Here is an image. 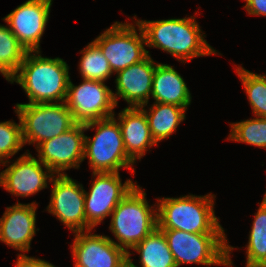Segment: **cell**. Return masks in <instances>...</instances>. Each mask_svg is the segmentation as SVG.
<instances>
[{
  "label": "cell",
  "instance_id": "obj_1",
  "mask_svg": "<svg viewBox=\"0 0 266 267\" xmlns=\"http://www.w3.org/2000/svg\"><path fill=\"white\" fill-rule=\"evenodd\" d=\"M196 15L197 11L183 18L142 20L135 14L132 18L144 32L146 47L161 49L182 64L198 57L222 56L205 39V31L196 21Z\"/></svg>",
  "mask_w": 266,
  "mask_h": 267
},
{
  "label": "cell",
  "instance_id": "obj_2",
  "mask_svg": "<svg viewBox=\"0 0 266 267\" xmlns=\"http://www.w3.org/2000/svg\"><path fill=\"white\" fill-rule=\"evenodd\" d=\"M69 69L63 58L44 57L42 51H27L18 71L7 82L21 86L28 103L65 102Z\"/></svg>",
  "mask_w": 266,
  "mask_h": 267
},
{
  "label": "cell",
  "instance_id": "obj_3",
  "mask_svg": "<svg viewBox=\"0 0 266 267\" xmlns=\"http://www.w3.org/2000/svg\"><path fill=\"white\" fill-rule=\"evenodd\" d=\"M157 227L195 234H226L215 214L216 195L157 197Z\"/></svg>",
  "mask_w": 266,
  "mask_h": 267
},
{
  "label": "cell",
  "instance_id": "obj_4",
  "mask_svg": "<svg viewBox=\"0 0 266 267\" xmlns=\"http://www.w3.org/2000/svg\"><path fill=\"white\" fill-rule=\"evenodd\" d=\"M146 196L136 184L111 213L108 228L115 239L109 238L127 253L157 228V203L150 205Z\"/></svg>",
  "mask_w": 266,
  "mask_h": 267
},
{
  "label": "cell",
  "instance_id": "obj_5",
  "mask_svg": "<svg viewBox=\"0 0 266 267\" xmlns=\"http://www.w3.org/2000/svg\"><path fill=\"white\" fill-rule=\"evenodd\" d=\"M177 267L201 265L206 267H235L231 246L226 234H195L181 230H162Z\"/></svg>",
  "mask_w": 266,
  "mask_h": 267
},
{
  "label": "cell",
  "instance_id": "obj_6",
  "mask_svg": "<svg viewBox=\"0 0 266 267\" xmlns=\"http://www.w3.org/2000/svg\"><path fill=\"white\" fill-rule=\"evenodd\" d=\"M95 130L93 136L85 135L84 160H88L92 173L128 170L134 176L135 163L128 157L118 121L112 116L85 123V132Z\"/></svg>",
  "mask_w": 266,
  "mask_h": 267
},
{
  "label": "cell",
  "instance_id": "obj_7",
  "mask_svg": "<svg viewBox=\"0 0 266 267\" xmlns=\"http://www.w3.org/2000/svg\"><path fill=\"white\" fill-rule=\"evenodd\" d=\"M22 125L24 146L52 139L73 127L76 122L65 102L60 103H16Z\"/></svg>",
  "mask_w": 266,
  "mask_h": 267
},
{
  "label": "cell",
  "instance_id": "obj_8",
  "mask_svg": "<svg viewBox=\"0 0 266 267\" xmlns=\"http://www.w3.org/2000/svg\"><path fill=\"white\" fill-rule=\"evenodd\" d=\"M131 19L132 23L129 20L124 23L115 21L93 40L109 61L114 74L151 55L145 48L146 40L142 28L134 18Z\"/></svg>",
  "mask_w": 266,
  "mask_h": 267
},
{
  "label": "cell",
  "instance_id": "obj_9",
  "mask_svg": "<svg viewBox=\"0 0 266 267\" xmlns=\"http://www.w3.org/2000/svg\"><path fill=\"white\" fill-rule=\"evenodd\" d=\"M88 191L84 190L86 231L96 229L97 225L111 216L118 203L137 184L131 178L122 182L120 172L91 173Z\"/></svg>",
  "mask_w": 266,
  "mask_h": 267
},
{
  "label": "cell",
  "instance_id": "obj_10",
  "mask_svg": "<svg viewBox=\"0 0 266 267\" xmlns=\"http://www.w3.org/2000/svg\"><path fill=\"white\" fill-rule=\"evenodd\" d=\"M0 187L14 197L26 198L36 195L43 189L50 188V181L55 175L29 150L16 158L0 163Z\"/></svg>",
  "mask_w": 266,
  "mask_h": 267
},
{
  "label": "cell",
  "instance_id": "obj_11",
  "mask_svg": "<svg viewBox=\"0 0 266 267\" xmlns=\"http://www.w3.org/2000/svg\"><path fill=\"white\" fill-rule=\"evenodd\" d=\"M79 85L71 81L65 103L76 123H88L112 117L116 112L112 89L105 82L81 79Z\"/></svg>",
  "mask_w": 266,
  "mask_h": 267
},
{
  "label": "cell",
  "instance_id": "obj_12",
  "mask_svg": "<svg viewBox=\"0 0 266 267\" xmlns=\"http://www.w3.org/2000/svg\"><path fill=\"white\" fill-rule=\"evenodd\" d=\"M50 183V201L45 211L72 233L86 231L83 184L68 174L54 175Z\"/></svg>",
  "mask_w": 266,
  "mask_h": 267
},
{
  "label": "cell",
  "instance_id": "obj_13",
  "mask_svg": "<svg viewBox=\"0 0 266 267\" xmlns=\"http://www.w3.org/2000/svg\"><path fill=\"white\" fill-rule=\"evenodd\" d=\"M85 124L76 123L66 132L40 143L35 149L36 157L55 175L80 169L84 162Z\"/></svg>",
  "mask_w": 266,
  "mask_h": 267
},
{
  "label": "cell",
  "instance_id": "obj_14",
  "mask_svg": "<svg viewBox=\"0 0 266 267\" xmlns=\"http://www.w3.org/2000/svg\"><path fill=\"white\" fill-rule=\"evenodd\" d=\"M53 0H27L1 18L26 51H41Z\"/></svg>",
  "mask_w": 266,
  "mask_h": 267
},
{
  "label": "cell",
  "instance_id": "obj_15",
  "mask_svg": "<svg viewBox=\"0 0 266 267\" xmlns=\"http://www.w3.org/2000/svg\"><path fill=\"white\" fill-rule=\"evenodd\" d=\"M95 231L73 233L70 248L74 267H123L128 261V253L108 235L95 234Z\"/></svg>",
  "mask_w": 266,
  "mask_h": 267
},
{
  "label": "cell",
  "instance_id": "obj_16",
  "mask_svg": "<svg viewBox=\"0 0 266 267\" xmlns=\"http://www.w3.org/2000/svg\"><path fill=\"white\" fill-rule=\"evenodd\" d=\"M38 206L36 201L21 203L18 198L15 204L6 207L0 218V242L20 252L17 254L32 249L31 242L40 230L36 226Z\"/></svg>",
  "mask_w": 266,
  "mask_h": 267
},
{
  "label": "cell",
  "instance_id": "obj_17",
  "mask_svg": "<svg viewBox=\"0 0 266 267\" xmlns=\"http://www.w3.org/2000/svg\"><path fill=\"white\" fill-rule=\"evenodd\" d=\"M157 64L158 62L148 55L141 62L116 73L114 81L116 91H112L116 107H119V99L127 102V107H141L149 103L153 74Z\"/></svg>",
  "mask_w": 266,
  "mask_h": 267
},
{
  "label": "cell",
  "instance_id": "obj_18",
  "mask_svg": "<svg viewBox=\"0 0 266 267\" xmlns=\"http://www.w3.org/2000/svg\"><path fill=\"white\" fill-rule=\"evenodd\" d=\"M113 117L121 129L128 157L136 164L148 151L159 145L154 141L145 112L140 107H125Z\"/></svg>",
  "mask_w": 266,
  "mask_h": 267
},
{
  "label": "cell",
  "instance_id": "obj_19",
  "mask_svg": "<svg viewBox=\"0 0 266 267\" xmlns=\"http://www.w3.org/2000/svg\"><path fill=\"white\" fill-rule=\"evenodd\" d=\"M192 93L187 83L174 66L165 63L156 65L150 98L157 103H167L188 110L192 102Z\"/></svg>",
  "mask_w": 266,
  "mask_h": 267
},
{
  "label": "cell",
  "instance_id": "obj_20",
  "mask_svg": "<svg viewBox=\"0 0 266 267\" xmlns=\"http://www.w3.org/2000/svg\"><path fill=\"white\" fill-rule=\"evenodd\" d=\"M149 104V105H148ZM142 105L154 141L159 143L176 133L180 124L186 119V109L180 106L153 102ZM150 106V107H149ZM147 107V109H146Z\"/></svg>",
  "mask_w": 266,
  "mask_h": 267
},
{
  "label": "cell",
  "instance_id": "obj_21",
  "mask_svg": "<svg viewBox=\"0 0 266 267\" xmlns=\"http://www.w3.org/2000/svg\"><path fill=\"white\" fill-rule=\"evenodd\" d=\"M133 252L138 253L140 266L133 262ZM128 261L134 267H177L167 239L158 227L128 252Z\"/></svg>",
  "mask_w": 266,
  "mask_h": 267
},
{
  "label": "cell",
  "instance_id": "obj_22",
  "mask_svg": "<svg viewBox=\"0 0 266 267\" xmlns=\"http://www.w3.org/2000/svg\"><path fill=\"white\" fill-rule=\"evenodd\" d=\"M248 235L245 245V267H266V191L262 198Z\"/></svg>",
  "mask_w": 266,
  "mask_h": 267
},
{
  "label": "cell",
  "instance_id": "obj_23",
  "mask_svg": "<svg viewBox=\"0 0 266 267\" xmlns=\"http://www.w3.org/2000/svg\"><path fill=\"white\" fill-rule=\"evenodd\" d=\"M79 52L82 56L78 62V71L82 79L106 82L115 75L109 61L93 40Z\"/></svg>",
  "mask_w": 266,
  "mask_h": 267
},
{
  "label": "cell",
  "instance_id": "obj_24",
  "mask_svg": "<svg viewBox=\"0 0 266 267\" xmlns=\"http://www.w3.org/2000/svg\"><path fill=\"white\" fill-rule=\"evenodd\" d=\"M26 53L8 25L0 24V74L6 81L18 71Z\"/></svg>",
  "mask_w": 266,
  "mask_h": 267
},
{
  "label": "cell",
  "instance_id": "obj_25",
  "mask_svg": "<svg viewBox=\"0 0 266 267\" xmlns=\"http://www.w3.org/2000/svg\"><path fill=\"white\" fill-rule=\"evenodd\" d=\"M234 65L235 73L241 80L253 115L266 118V74L249 71L242 66L243 64Z\"/></svg>",
  "mask_w": 266,
  "mask_h": 267
},
{
  "label": "cell",
  "instance_id": "obj_26",
  "mask_svg": "<svg viewBox=\"0 0 266 267\" xmlns=\"http://www.w3.org/2000/svg\"><path fill=\"white\" fill-rule=\"evenodd\" d=\"M252 117L230 122V133L226 140L266 149V118Z\"/></svg>",
  "mask_w": 266,
  "mask_h": 267
},
{
  "label": "cell",
  "instance_id": "obj_27",
  "mask_svg": "<svg viewBox=\"0 0 266 267\" xmlns=\"http://www.w3.org/2000/svg\"><path fill=\"white\" fill-rule=\"evenodd\" d=\"M14 112L19 123L13 119L0 122V163L10 160L24 147L21 120L15 109Z\"/></svg>",
  "mask_w": 266,
  "mask_h": 267
},
{
  "label": "cell",
  "instance_id": "obj_28",
  "mask_svg": "<svg viewBox=\"0 0 266 267\" xmlns=\"http://www.w3.org/2000/svg\"><path fill=\"white\" fill-rule=\"evenodd\" d=\"M14 267H58L46 261L34 256H28L26 254H17V260Z\"/></svg>",
  "mask_w": 266,
  "mask_h": 267
},
{
  "label": "cell",
  "instance_id": "obj_29",
  "mask_svg": "<svg viewBox=\"0 0 266 267\" xmlns=\"http://www.w3.org/2000/svg\"><path fill=\"white\" fill-rule=\"evenodd\" d=\"M247 15L266 17V0H243Z\"/></svg>",
  "mask_w": 266,
  "mask_h": 267
},
{
  "label": "cell",
  "instance_id": "obj_30",
  "mask_svg": "<svg viewBox=\"0 0 266 267\" xmlns=\"http://www.w3.org/2000/svg\"><path fill=\"white\" fill-rule=\"evenodd\" d=\"M123 267H134L129 261H127Z\"/></svg>",
  "mask_w": 266,
  "mask_h": 267
}]
</instances>
